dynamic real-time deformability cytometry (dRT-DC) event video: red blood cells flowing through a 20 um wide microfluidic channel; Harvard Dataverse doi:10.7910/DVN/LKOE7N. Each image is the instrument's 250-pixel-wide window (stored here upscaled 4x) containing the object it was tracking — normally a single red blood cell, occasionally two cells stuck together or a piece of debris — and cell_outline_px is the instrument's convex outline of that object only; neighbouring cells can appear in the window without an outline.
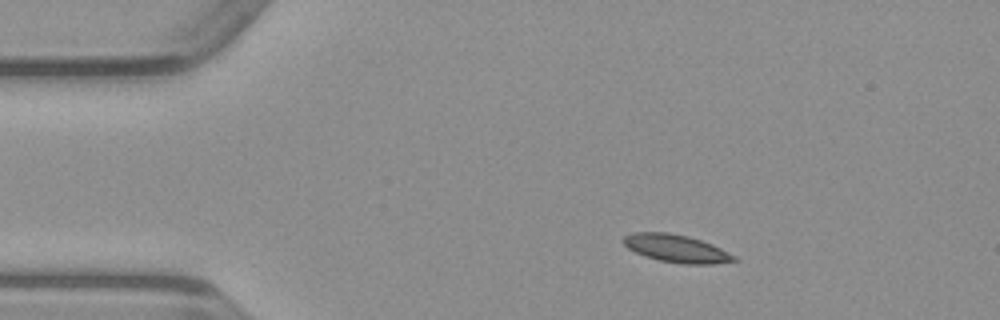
{"species": "common noctule bat (a hibernating species)", "species_latin": "Nyctalus noctula", "temperature_condition": "warm", "stored_images_in_passage": 42, "camera_frame_rate_fps": 3000, "um_per_image_px": 0.085, "animal": {"sex": "male", "body_mass_g": 23.1, "forearm_length_mm": 52.7}, "frame": {"image": 1, "passage_image": 1, "time_ms": 0.0, "image_size_px": [1000, 320], "cell_outline_px": [[740, 260], [712, 264], [684, 264], [660, 260], [644, 256], [628, 248], [620, 240], [624, 236], [632, 232], [668, 232], [688, 236], [712, 244], [736, 256]], "centroid_in_image_um": [57.47, 21.11], "position_along_channel_um": 27.5, "area_um2": 17.92}}
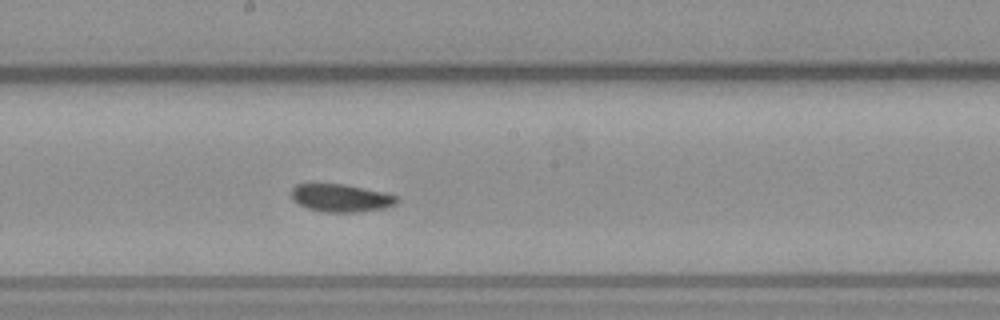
{"frame": {"image": 2, "passage_image": 19, "time_ms": 6.0, "image_size_px": [1000, 320], "cell_outline_px": [[400, 200], [396, 204], [384, 208], [356, 212], [324, 212], [308, 208], [300, 204], [288, 192], [296, 184], [344, 184], [384, 192], [396, 196]], "centroid_in_image_um": [28.99, 16.82], "position_along_channel_um": 219.2, "area_um2": 16.99}}
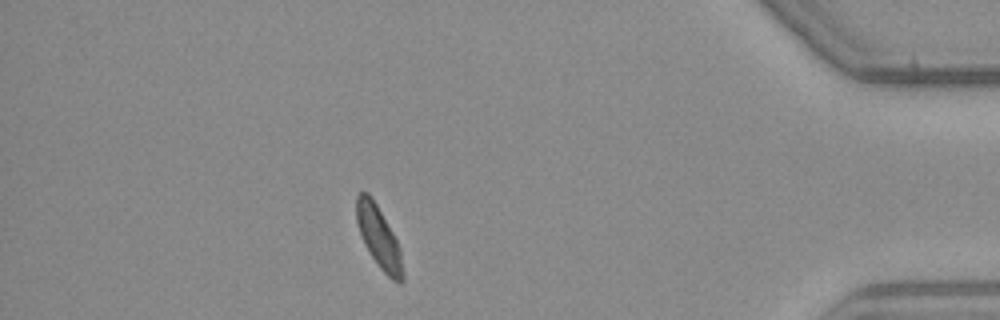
{"frame": {"image": 3, "passage_image": 36, "time_ms": 11.667, "image_size_px": [1000, 320], "cell_outline_px": [[404, 280], [400, 284], [392, 280], [380, 268], [364, 244], [356, 220], [356, 196], [360, 192], [368, 192], [376, 204], [392, 232], [400, 248], [404, 272]], "centroid_in_image_um": [32.21, 20.2], "position_along_channel_um": 403.0, "area_um2": 16.47}}